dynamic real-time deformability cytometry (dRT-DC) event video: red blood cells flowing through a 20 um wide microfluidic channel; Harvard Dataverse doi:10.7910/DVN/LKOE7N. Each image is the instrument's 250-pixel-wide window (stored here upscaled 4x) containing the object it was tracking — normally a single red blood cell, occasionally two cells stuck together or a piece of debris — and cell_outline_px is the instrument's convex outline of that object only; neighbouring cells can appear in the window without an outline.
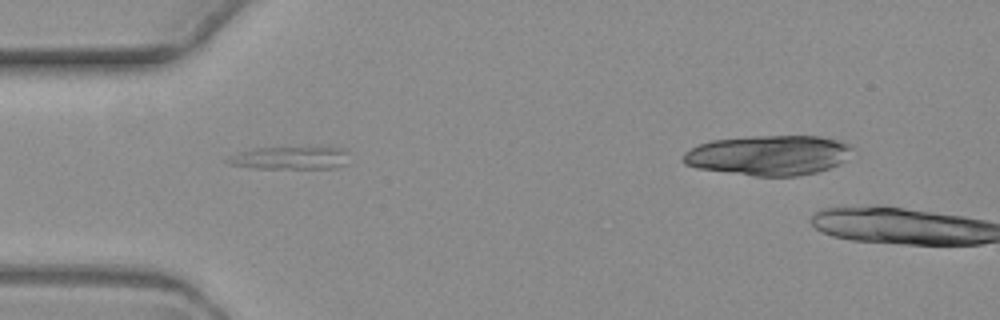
{"species": "common noctule bat (a hibernating species)", "species_latin": "Nyctalus noctula", "temperature_condition": "warm", "stored_images_in_passage": 2, "camera_frame_rate_fps": 3000, "um_per_image_px": 0.085, "animal": {"sex": "female", "body_mass_g": 19.3, "forearm_length_mm": 54.1}, "frame": {"image": 1, "passage_image": 1, "time_ms": 0.0, "image_size_px": [1000, 320], "cell_outline_px": [[348, 164], [336, 168], [256, 168], [232, 164], [224, 160], [228, 156], [252, 148], [320, 144], [332, 144], [344, 148], [348, 152]], "centroid_in_image_um": [24.84, 13.35], "position_along_channel_um": 60.2, "area_um2": 17.51}}
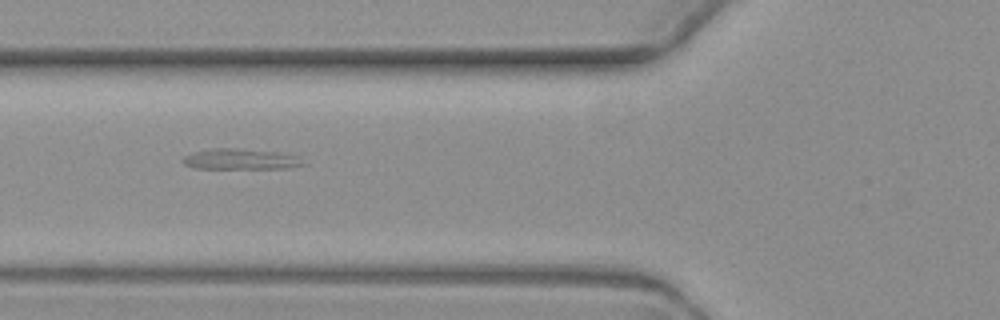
{"frame": {"image": 2, "passage_image": 2, "time_ms": 1.333, "image_size_px": [1000, 320], "cell_outline_px": [[304, 164], [288, 168], [192, 168], [184, 164], [180, 160], [184, 156], [196, 152], [212, 148], [236, 148], [276, 152], [296, 156]], "centroid_in_image_um": [20.37, 13.53], "position_along_channel_um": 105.4, "area_um2": 14.22}}